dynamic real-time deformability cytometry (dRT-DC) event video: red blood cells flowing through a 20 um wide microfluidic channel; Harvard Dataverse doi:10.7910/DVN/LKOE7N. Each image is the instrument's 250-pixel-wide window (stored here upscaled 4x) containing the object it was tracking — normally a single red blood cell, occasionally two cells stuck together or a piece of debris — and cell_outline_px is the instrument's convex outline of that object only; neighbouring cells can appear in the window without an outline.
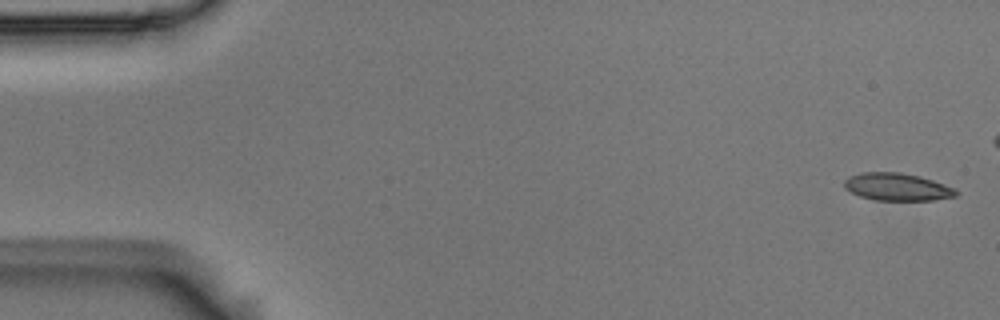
{"species": "Egyptian fruit bat (a non-hibernating species)", "species_latin": "Rousettus aegyptiacus", "temperature_condition": "room temperature", "stored_images_in_passage": 6, "camera_frame_rate_fps": 3000, "um_per_image_px": 0.085, "animal": {"sex": "male"}, "frame": {"image": 1, "passage_image": 1, "time_ms": 0.0, "image_size_px": [1000, 320], "cell_outline_px": [[960, 192], [956, 196], [932, 200], [872, 200], [860, 196], [844, 188], [844, 180], [848, 176], [860, 172], [900, 172], [920, 176], [956, 188]], "centroid_in_image_um": [76.25, 15.88], "position_along_channel_um": 8.7, "area_um2": 18.09}}